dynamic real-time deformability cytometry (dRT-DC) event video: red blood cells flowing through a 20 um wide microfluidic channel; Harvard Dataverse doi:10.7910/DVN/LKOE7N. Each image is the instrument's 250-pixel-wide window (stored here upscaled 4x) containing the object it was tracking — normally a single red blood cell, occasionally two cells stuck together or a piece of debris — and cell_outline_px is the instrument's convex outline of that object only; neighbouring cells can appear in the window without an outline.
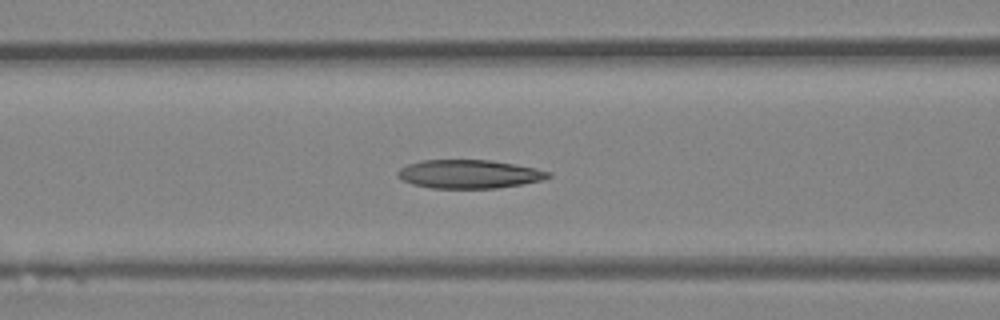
{"species": "Egyptian fruit bat (a non-hibernating species)", "species_latin": "Rousettus aegyptiacus", "temperature_condition": "room temperature", "stored_images_in_passage": 47, "camera_frame_rate_fps": 3000, "um_per_image_px": 0.085, "animal": {"sex": "female"}, "frame": {"image": 1, "passage_image": 19, "time_ms": 6.0, "image_size_px": [1000, 320], "cell_outline_px": [[552, 176], [544, 180], [496, 188], [432, 188], [412, 184], [400, 180], [396, 176], [396, 172], [400, 168], [408, 164], [424, 160], [492, 160], [536, 168], [552, 172]], "centroid_in_image_um": [39.87, 14.79], "position_along_channel_um": 126.7, "area_um2": 25.2}}
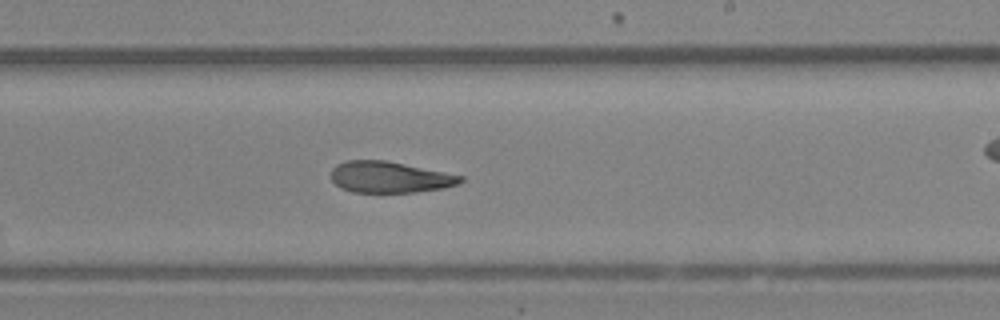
{"frame": {"image": 2, "passage_image": 28, "time_ms": 9.0, "image_size_px": [1000, 320], "cell_outline_px": [[464, 180], [460, 184], [444, 188], [416, 192], [352, 192], [340, 188], [332, 180], [332, 168], [336, 164], [348, 160], [384, 160], [464, 176]], "centroid_in_image_um": [33.13, 15.06], "position_along_channel_um": 255.9, "area_um2": 23.52}}
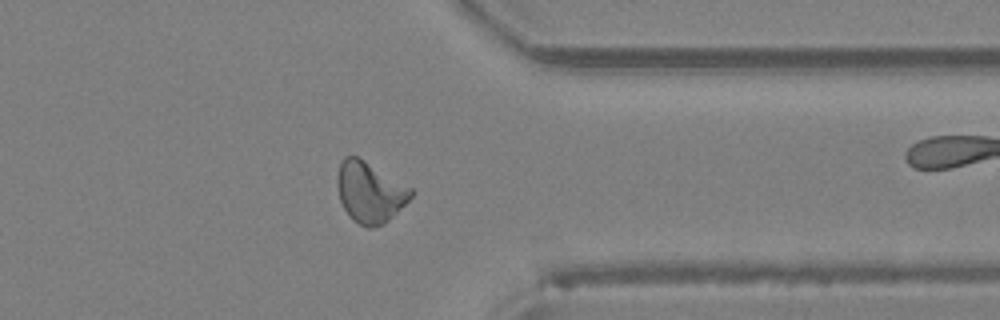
{"frame": {"image": 3, "passage_image": 37, "time_ms": 12.0, "image_size_px": [1000, 320], "cell_outline_px": [[416, 192], [384, 224], [372, 228], [368, 228], [352, 220], [348, 216], [340, 200], [336, 184], [336, 176], [340, 164], [344, 156], [356, 156], [412, 188]], "centroid_in_image_um": [31.41, 16.35], "position_along_channel_um": 380.0, "area_um2": 25.89}, "authors_computed_cell_mechanics": {"area_um2": 25.2586, "velocity_mm_per_s": 4.3265, "shape_relaxation_time_tau1_ms": null, "shape_relaxation_time_tau2_ms": 4.1696, "deformation_change_tau1": null, "deformation_change_tau2": 0.1328}}